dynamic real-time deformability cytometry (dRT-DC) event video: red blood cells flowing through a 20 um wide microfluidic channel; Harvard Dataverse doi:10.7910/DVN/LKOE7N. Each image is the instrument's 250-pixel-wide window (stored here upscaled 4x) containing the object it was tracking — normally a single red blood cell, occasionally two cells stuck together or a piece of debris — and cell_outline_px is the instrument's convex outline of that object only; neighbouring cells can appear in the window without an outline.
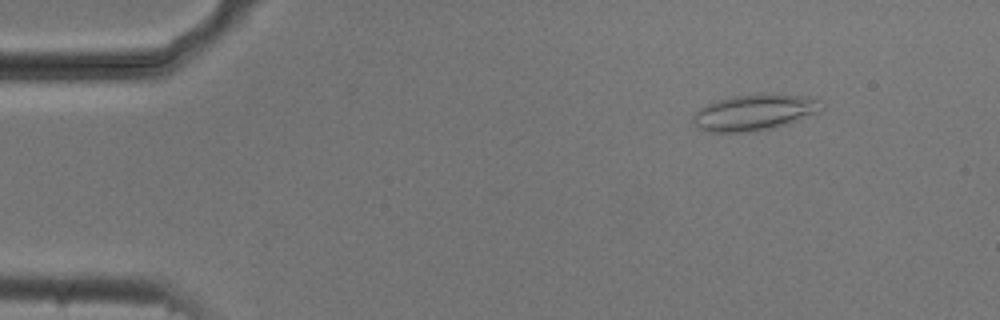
{"species": "common noctule bat (a hibernating species)", "species_latin": "Nyctalus noctula", "temperature_condition": "cold", "stored_images_in_passage": 49, "camera_frame_rate_fps": 3000, "um_per_image_px": 0.085, "animal": {"sex": "male", "body_mass_g": 20.5, "forearm_length_mm": 52.5}, "frame": {"image": 1, "passage_image": 7, "time_ms": 2.0, "image_size_px": [1000, 320], "cell_outline_px": [[824, 108], [816, 112], [784, 124], [772, 128], [756, 132], [708, 132], [700, 128], [692, 120], [692, 116], [700, 108], [716, 100], [728, 96], [764, 92], [768, 92], [800, 96], [816, 100]], "centroid_in_image_um": [64.04, 9.53], "position_along_channel_um": 21.0, "area_um2": 26.88}}
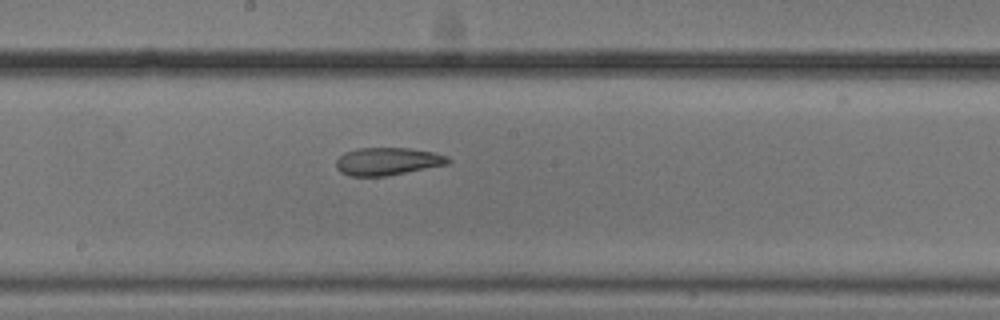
{"frame": {"image": 2, "passage_image": 29, "time_ms": 9.333, "image_size_px": [1000, 320], "cell_outline_px": [[452, 160], [448, 164], [388, 176], [348, 176], [340, 172], [336, 168], [336, 160], [344, 152], [356, 148], [408, 148], [436, 152], [448, 156]], "centroid_in_image_um": [32.95, 13.71], "position_along_channel_um": 215.3, "area_um2": 18.32}}
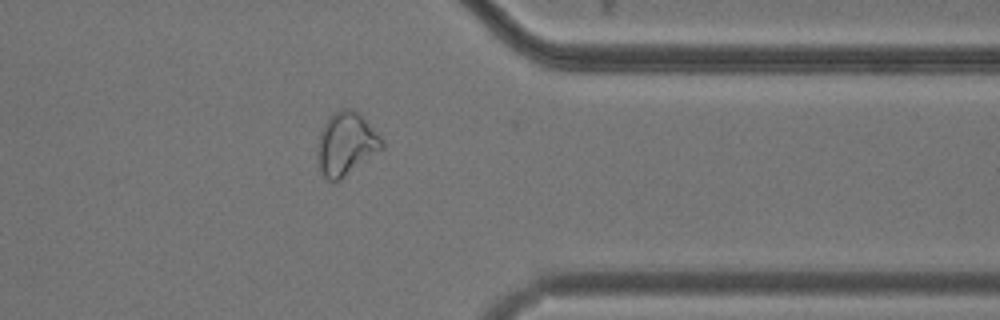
{"frame": {"image": 3, "passage_image": 43, "time_ms": 14.0, "image_size_px": [1000, 320], "cell_outline_px": [[384, 148], [340, 180], [328, 180], [324, 176], [320, 168], [316, 156], [316, 148], [320, 132], [328, 116], [340, 108], [352, 108], [360, 112], [384, 140]], "centroid_in_image_um": [29.42, 12.19], "position_along_channel_um": 382.0, "area_um2": 24.04}}